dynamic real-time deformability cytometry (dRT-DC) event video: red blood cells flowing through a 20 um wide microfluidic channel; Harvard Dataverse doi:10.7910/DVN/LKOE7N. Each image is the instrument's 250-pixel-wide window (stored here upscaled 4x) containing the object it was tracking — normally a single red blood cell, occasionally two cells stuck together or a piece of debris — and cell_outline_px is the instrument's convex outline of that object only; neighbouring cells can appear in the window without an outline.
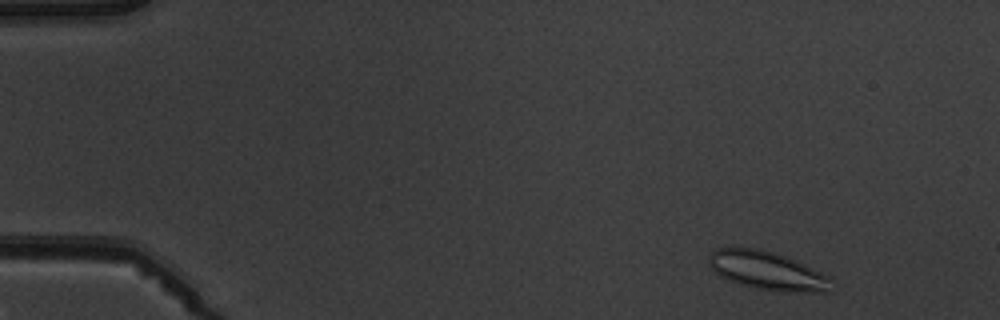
{"species": "common noctule bat (a hibernating species)", "species_latin": "Nyctalus noctula", "temperature_condition": "warm", "stored_images_in_passage": 4, "camera_frame_rate_fps": 3000, "um_per_image_px": 0.085, "animal": {"sex": "male", "body_mass_g": 19.5, "forearm_length_mm": 54.6}, "frame": {"image": 1, "passage_image": 1, "time_ms": 0.0, "image_size_px": [1000, 320], "cell_outline_px": [[832, 292], [780, 292], [756, 288], [740, 284], [728, 280], [720, 276], [712, 268], [708, 260], [708, 256], [716, 248], [732, 244], [760, 248], [788, 256], [832, 276]], "centroid_in_image_um": [65.25, 22.97], "position_along_channel_um": 19.8, "area_um2": 28.61}}
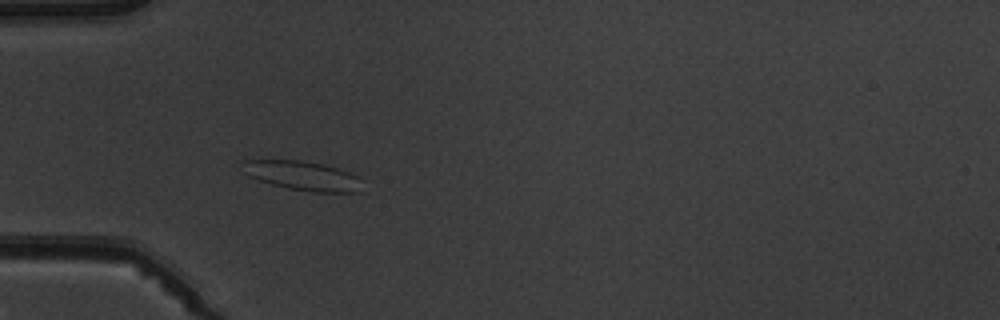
{"frame": {"image": 2, "passage_image": 4, "time_ms": 3.667, "image_size_px": [1000, 320], "cell_outline_px": [[360, 192], [312, 192], [288, 188], [272, 184], [248, 176], [244, 172], [240, 160], [300, 160], [320, 164], [336, 168], [348, 172], [356, 176]], "centroid_in_image_um": [25.63, 14.93], "position_along_channel_um": 59.4, "area_um2": 20.0}}